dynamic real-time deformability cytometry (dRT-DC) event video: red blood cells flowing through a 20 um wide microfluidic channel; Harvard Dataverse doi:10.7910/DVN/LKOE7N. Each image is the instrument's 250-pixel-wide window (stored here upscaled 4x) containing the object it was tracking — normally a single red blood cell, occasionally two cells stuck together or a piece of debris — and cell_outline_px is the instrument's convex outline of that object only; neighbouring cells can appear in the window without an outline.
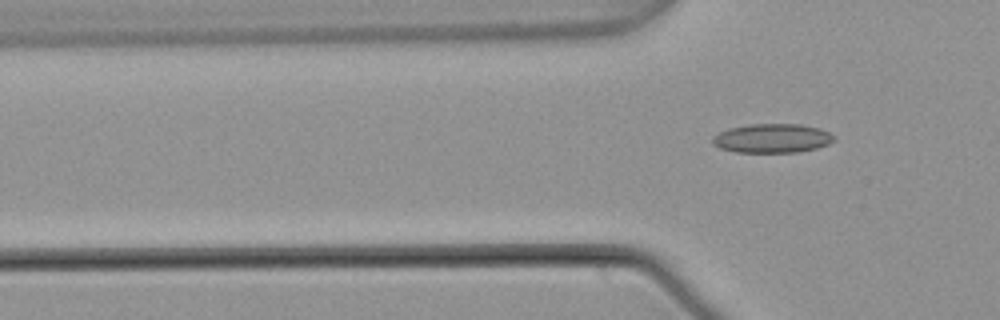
{"species": "common noctule bat (a hibernating species)", "species_latin": "Nyctalus noctula", "temperature_condition": "warm", "stored_images_in_passage": 3, "camera_frame_rate_fps": 3000, "um_per_image_px": 0.085, "animal": {"sex": "male", "body_mass_g": 21.5, "forearm_length_mm": 52.0}, "frame": {"image": 1, "passage_image": 3, "time_ms": 0.667, "image_size_px": [1000, 320], "cell_outline_px": [[836, 140], [828, 144], [816, 148], [796, 152], [736, 152], [720, 148], [712, 144], [712, 136], [728, 128], [748, 124], [800, 124], [820, 128], [836, 136]], "centroid_in_image_um": [65.64, 11.75], "position_along_channel_um": 60.2, "area_um2": 20.69}}